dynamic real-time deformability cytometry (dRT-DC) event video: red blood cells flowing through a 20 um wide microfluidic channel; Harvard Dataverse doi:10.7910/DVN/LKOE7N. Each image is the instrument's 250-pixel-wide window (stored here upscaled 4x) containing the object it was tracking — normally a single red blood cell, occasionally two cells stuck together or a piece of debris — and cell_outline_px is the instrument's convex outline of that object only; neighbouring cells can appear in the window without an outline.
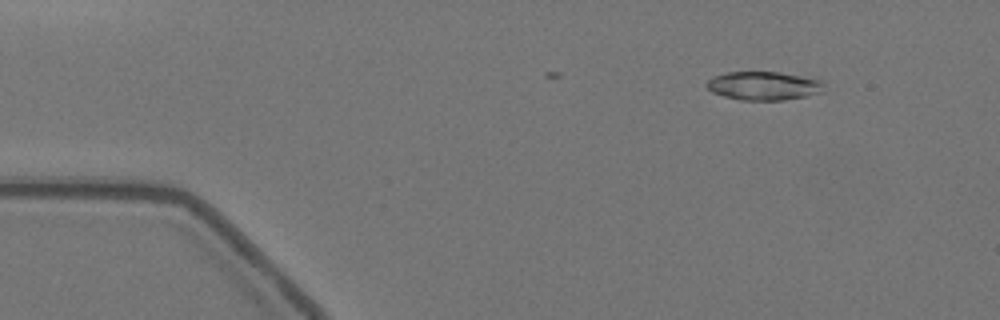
{"species": "Egyptian fruit bat (a non-hibernating species)", "species_latin": "Rousettus aegyptiacus", "temperature_condition": "warm", "stored_images_in_passage": 9, "camera_frame_rate_fps": 3000, "um_per_image_px": 0.085, "animal": {"sex": "female"}, "frame": {"image": 1, "passage_image": 4, "time_ms": 1.0, "image_size_px": [1000, 320], "cell_outline_px": [[824, 84], [820, 92], [804, 96], [784, 100], [740, 100], [724, 96], [712, 92], [704, 84], [712, 76], [728, 72], [780, 72], [824, 80]], "centroid_in_image_um": [64.88, 7.28], "position_along_channel_um": 20.1, "area_um2": 19.54}}